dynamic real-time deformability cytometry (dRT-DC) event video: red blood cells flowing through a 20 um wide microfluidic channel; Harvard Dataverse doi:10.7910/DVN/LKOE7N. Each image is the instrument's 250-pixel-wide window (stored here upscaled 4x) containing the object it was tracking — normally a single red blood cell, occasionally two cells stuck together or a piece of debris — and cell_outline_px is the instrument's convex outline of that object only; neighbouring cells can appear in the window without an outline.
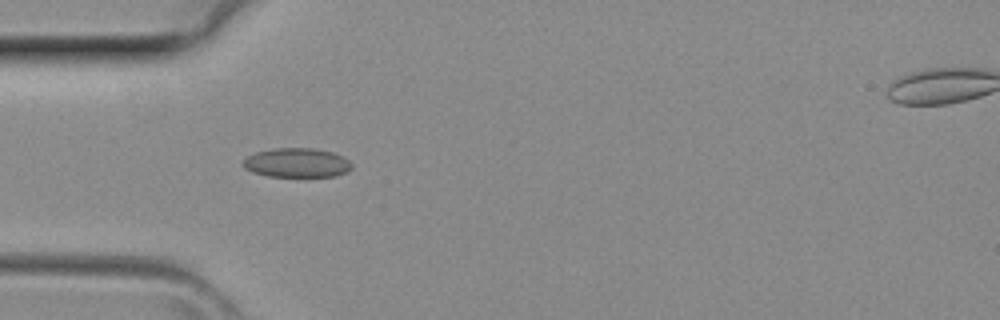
{"species": "common noctule bat (a hibernating species)", "species_latin": "Nyctalus noctula", "temperature_condition": "room temperature", "stored_images_in_passage": 6, "camera_frame_rate_fps": 3000, "um_per_image_px": 0.085, "animal": {"sex": "female", "body_mass_g": 29.2, "forearm_length_mm": 56.3}, "frame": {"image": 1, "passage_image": 4, "time_ms": 1.0, "image_size_px": [1000, 320], "cell_outline_px": [[352, 168], [348, 172], [336, 176], [268, 176], [252, 172], [244, 168], [240, 164], [248, 156], [256, 152], [272, 148], [312, 148], [332, 152], [344, 156], [352, 164]], "centroid_in_image_um": [25.23, 13.83], "position_along_channel_um": 59.8, "area_um2": 18.67}}
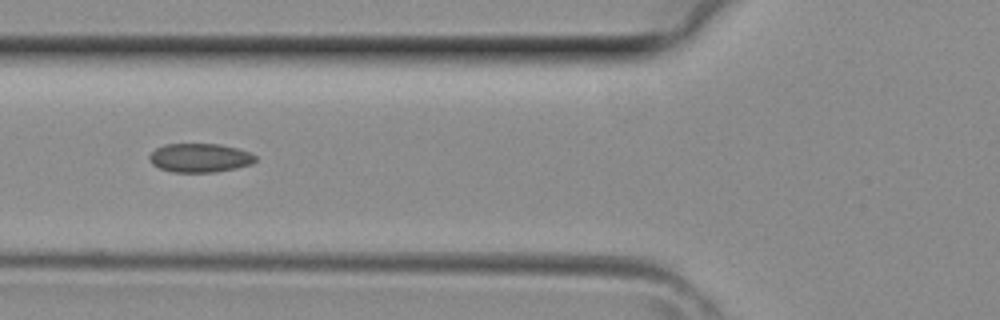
{"frame": {"image": 2, "passage_image": 5, "time_ms": 1.333, "image_size_px": [1000, 320], "cell_outline_px": [[256, 160], [252, 164], [236, 168], [216, 172], [172, 172], [160, 168], [152, 164], [148, 156], [156, 148], [164, 144], [220, 144], [240, 148], [256, 156]], "centroid_in_image_um": [17.0, 13.41], "position_along_channel_um": 108.8, "area_um2": 17.92}}
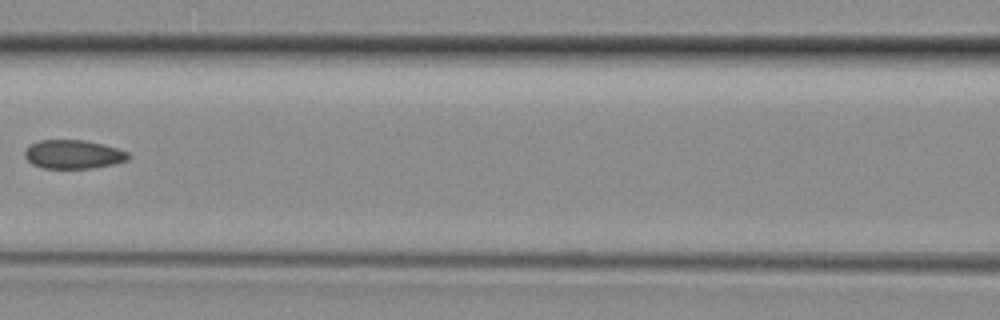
{"frame": {"image": 3, "passage_image": 6, "time_ms": 1.667, "image_size_px": [1000, 320], "cell_outline_px": [[132, 156], [128, 160], [112, 164], [92, 168], [44, 168], [32, 164], [24, 156], [24, 152], [32, 144], [40, 140], [84, 140], [116, 148], [128, 152]], "centroid_in_image_um": [6.24, 13.12], "position_along_channel_um": 160.4, "area_um2": 17.17}}